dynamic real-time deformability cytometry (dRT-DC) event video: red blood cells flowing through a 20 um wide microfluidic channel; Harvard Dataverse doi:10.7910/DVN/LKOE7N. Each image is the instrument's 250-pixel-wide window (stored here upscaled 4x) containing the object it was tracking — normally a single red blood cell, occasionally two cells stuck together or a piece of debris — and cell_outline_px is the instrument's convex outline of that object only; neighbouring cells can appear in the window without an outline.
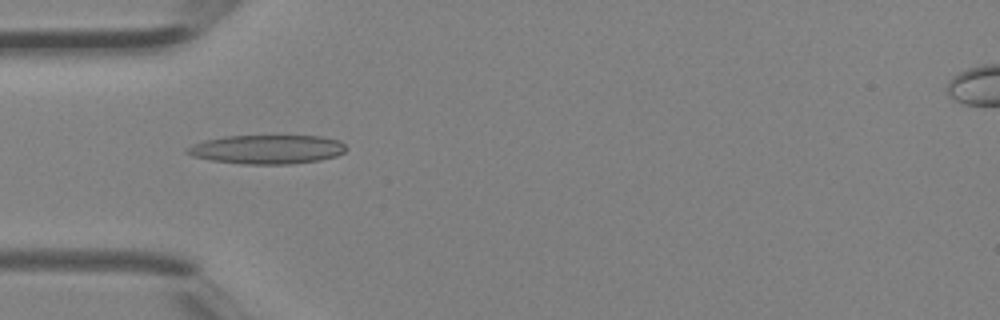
{"species": "Egyptian fruit bat (a non-hibernating species)", "species_latin": "Rousettus aegyptiacus", "temperature_condition": "room temperature", "stored_images_in_passage": 4, "camera_frame_rate_fps": 3000, "um_per_image_px": 0.085, "animal": {"sex": "female"}, "frame": {"image": 1, "passage_image": 3, "time_ms": 0.667, "image_size_px": [1000, 320], "cell_outline_px": [[348, 148], [344, 152], [336, 156], [320, 160], [292, 164], [240, 164], [212, 160], [192, 156], [184, 152], [184, 148], [192, 144], [204, 140], [224, 136], [320, 136], [340, 140]], "centroid_in_image_um": [22.68, 12.69], "position_along_channel_um": 62.3, "area_um2": 27.11}}
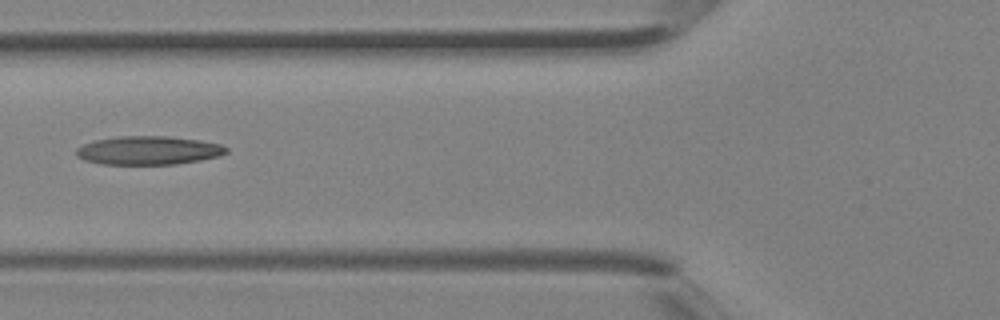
{"frame": {"image": 2, "passage_image": 4, "time_ms": 1.0, "image_size_px": [1000, 320], "cell_outline_px": [[228, 152], [220, 156], [200, 160], [176, 164], [100, 164], [84, 160], [76, 156], [76, 148], [84, 144], [96, 140], [120, 136], [164, 136], [200, 140], [220, 144], [228, 148]], "centroid_in_image_um": [12.62, 12.79], "position_along_channel_um": 113.2, "area_um2": 24.97}}